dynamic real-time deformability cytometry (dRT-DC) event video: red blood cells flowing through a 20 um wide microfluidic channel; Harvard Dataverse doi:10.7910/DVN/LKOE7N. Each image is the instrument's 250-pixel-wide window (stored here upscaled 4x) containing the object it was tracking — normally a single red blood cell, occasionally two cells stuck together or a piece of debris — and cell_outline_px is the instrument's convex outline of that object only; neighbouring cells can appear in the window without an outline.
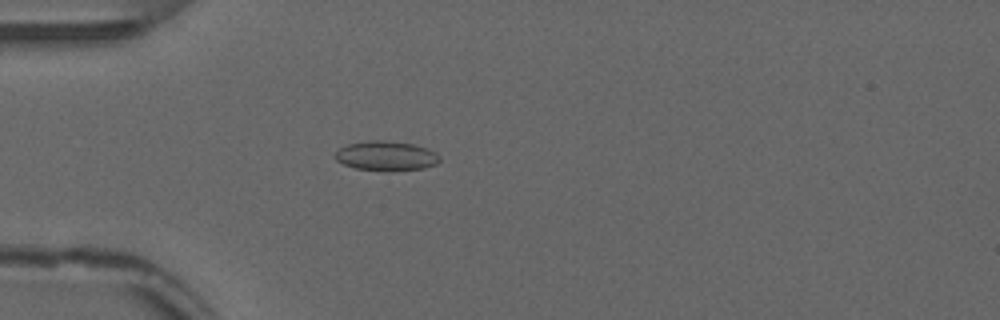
{"species": "common noctule bat (a hibernating species)", "species_latin": "Nyctalus noctula", "temperature_condition": "warm", "stored_images_in_passage": 51, "camera_frame_rate_fps": 3000, "um_per_image_px": 0.085, "animal": {"sex": "male", "forearm_length_mm": 52.5}, "frame": {"image": 1, "passage_image": 13, "time_ms": 4.0, "image_size_px": [1000, 320], "cell_outline_px": [[440, 160], [436, 164], [424, 168], [384, 172], [356, 168], [344, 164], [336, 160], [332, 156], [340, 148], [348, 144], [372, 140], [384, 140], [412, 144], [428, 148], [436, 152], [440, 156]], "centroid_in_image_um": [32.83, 13.26], "position_along_channel_um": 52.2, "area_um2": 18.21}}
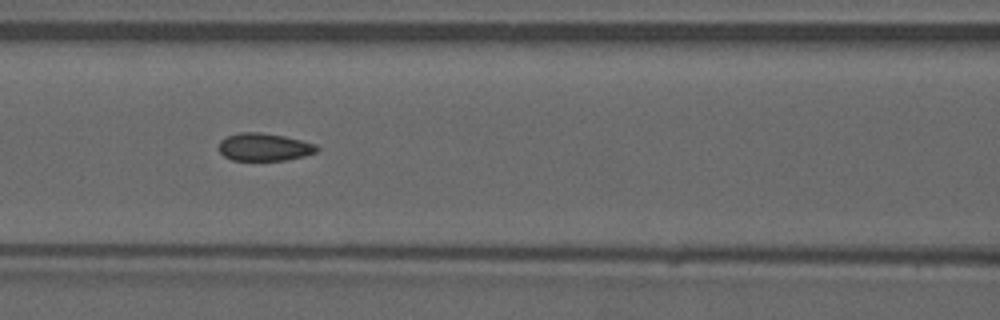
{"frame": {"image": 2, "passage_image": 21, "time_ms": 6.667, "image_size_px": [1000, 320], "cell_outline_px": [[320, 148], [316, 152], [304, 156], [284, 160], [232, 160], [224, 156], [220, 152], [220, 140], [228, 136], [240, 132], [260, 132], [284, 136], [316, 144]], "centroid_in_image_um": [22.47, 12.5], "position_along_channel_um": 144.1, "area_um2": 15.72}}
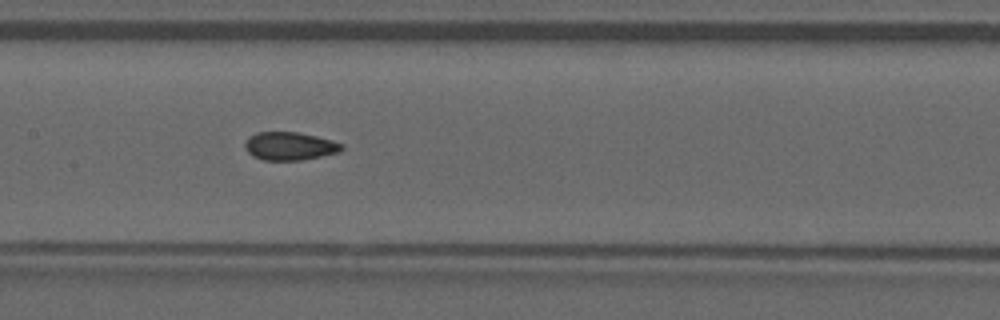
{"frame": {"image": 3, "passage_image": 24, "time_ms": 7.667, "image_size_px": [1000, 320], "cell_outline_px": [[344, 148], [340, 152], [300, 160], [264, 160], [252, 156], [248, 152], [244, 144], [248, 136], [256, 132], [300, 132], [332, 140], [344, 144]], "centroid_in_image_um": [24.63, 12.41], "position_along_channel_um": 182.8, "area_um2": 15.95}, "authors_computed_cell_mechanics": {"area_um2": 16.0684, "velocity_mm_per_s": 3.8619, "shape_relaxation_time_tau1_ms": null, "shape_relaxation_time_tau2_ms": 1.2117, "deformation_change_tau1": null, "deformation_change_tau2": 0.049}}